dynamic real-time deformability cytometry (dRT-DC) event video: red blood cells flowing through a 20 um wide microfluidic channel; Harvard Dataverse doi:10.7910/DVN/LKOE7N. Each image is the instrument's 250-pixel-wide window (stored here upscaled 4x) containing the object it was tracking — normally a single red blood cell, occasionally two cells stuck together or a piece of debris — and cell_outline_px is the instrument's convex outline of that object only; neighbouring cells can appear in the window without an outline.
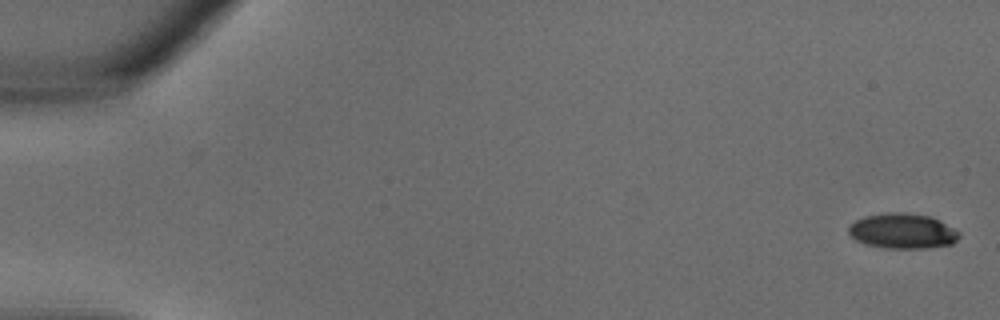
{"species": "common noctule bat (a hibernating species)", "species_latin": "Nyctalus noctula", "temperature_condition": "warm", "stored_images_in_passage": 32, "camera_frame_rate_fps": 3000, "um_per_image_px": 0.085, "animal": {"sex": "male", "body_mass_g": 18.8}, "frame": {"image": 1, "passage_image": 1, "time_ms": 0.0, "image_size_px": [1000, 320], "cell_outline_px": [[960, 236], [952, 244], [928, 248], [884, 248], [864, 244], [856, 240], [848, 232], [848, 224], [864, 216], [892, 212], [900, 212], [932, 216], [940, 220], [960, 232]], "centroid_in_image_um": [76.71, 19.64], "position_along_channel_um": 8.3, "area_um2": 22.83}}
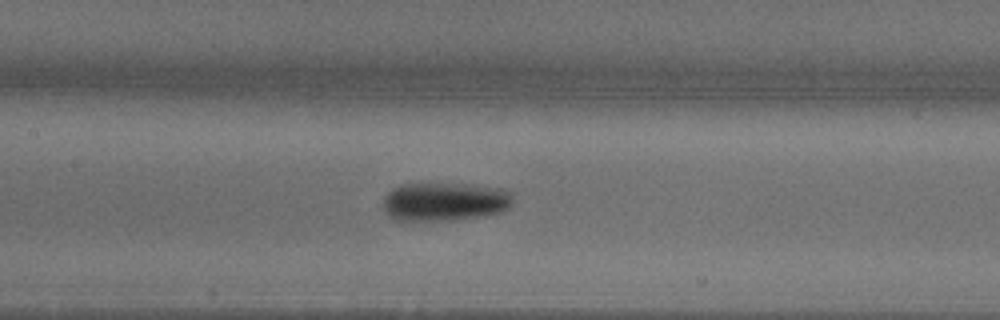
{"frame": {"image": 2, "passage_image": 17, "time_ms": 5.333, "image_size_px": [1000, 320], "cell_outline_px": [[512, 204], [508, 208], [500, 212], [488, 216], [456, 220], [392, 220], [384, 212], [384, 196], [392, 188], [400, 184], [460, 184], [500, 188], [512, 192]], "centroid_in_image_um": [37.79, 17.15], "position_along_channel_um": 169.6, "area_um2": 29.42}}
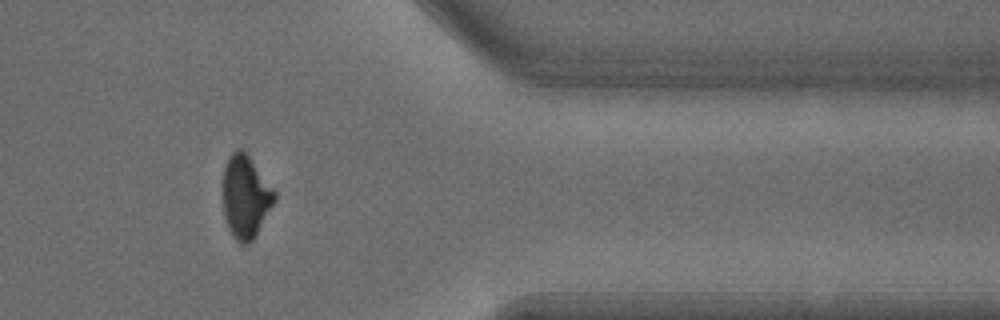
{"frame": {"image": 3, "passage_image": 29, "time_ms": 9.333, "image_size_px": [1000, 320], "cell_outline_px": [[276, 200], [252, 240], [248, 244], [240, 244], [232, 236], [228, 228], [224, 216], [224, 168], [228, 156], [236, 148], [244, 148], [276, 192]], "centroid_in_image_um": [20.87, 16.68], "position_along_channel_um": 390.5, "area_um2": 24.91}}